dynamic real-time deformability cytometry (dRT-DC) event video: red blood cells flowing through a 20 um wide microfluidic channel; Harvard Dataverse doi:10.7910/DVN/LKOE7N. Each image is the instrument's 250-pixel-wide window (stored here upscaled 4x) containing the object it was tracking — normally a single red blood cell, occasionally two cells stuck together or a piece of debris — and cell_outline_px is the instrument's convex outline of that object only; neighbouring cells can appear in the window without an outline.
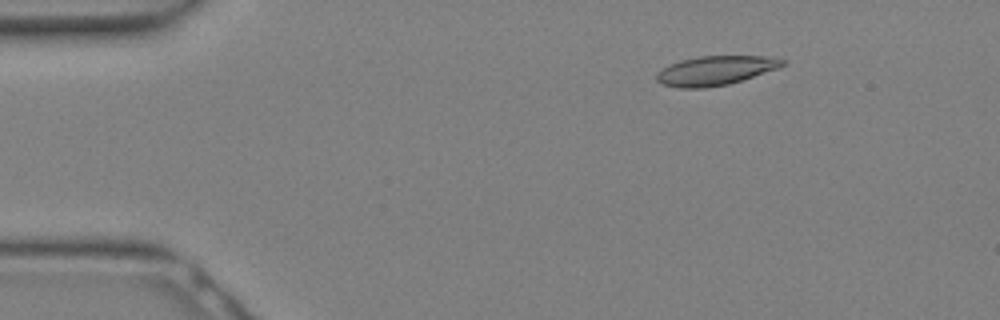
{"species": "Egyptian fruit bat (a non-hibernating species)", "species_latin": "Rousettus aegyptiacus", "temperature_condition": "warm", "stored_images_in_passage": 28, "camera_frame_rate_fps": 3000, "um_per_image_px": 0.085, "animal": {"sex": "female"}, "frame": {"image": 1, "passage_image": 2, "time_ms": 0.333, "image_size_px": [1000, 320], "cell_outline_px": [[784, 64], [776, 68], [728, 84], [704, 88], [676, 88], [664, 84], [656, 80], [656, 76], [664, 68], [680, 60], [700, 56], [764, 56], [784, 60]], "centroid_in_image_um": [60.76, 6.0], "position_along_channel_um": 24.2, "area_um2": 20.87}}
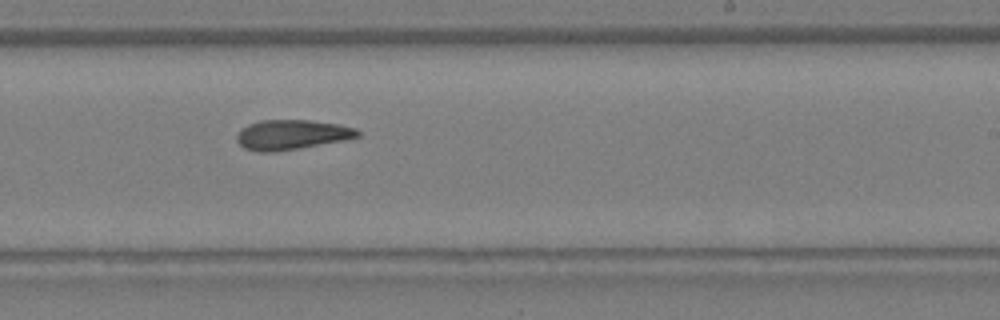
{"frame": {"image": 2, "passage_image": 16, "time_ms": 5.0, "image_size_px": [1000, 320], "cell_outline_px": [[360, 136], [344, 140], [276, 152], [256, 152], [244, 148], [236, 140], [236, 136], [240, 128], [248, 124], [260, 120], [308, 120], [340, 124], [356, 128], [360, 132]], "centroid_in_image_um": [24.77, 11.45], "position_along_channel_um": 264.2, "area_um2": 21.15}}
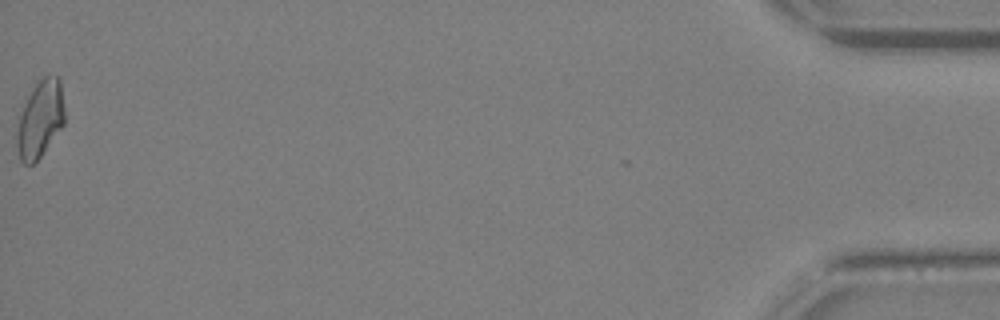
{"frame": {"image": 3, "passage_image": 28, "time_ms": 9.0, "image_size_px": [1000, 320], "cell_outline_px": [[64, 124], [40, 156], [32, 164], [24, 164], [20, 160], [12, 136], [16, 116], [32, 88], [44, 76], [60, 76], [64, 108]], "centroid_in_image_um": [3.32, 10.13], "position_along_channel_um": 431.9, "area_um2": 22.25}}